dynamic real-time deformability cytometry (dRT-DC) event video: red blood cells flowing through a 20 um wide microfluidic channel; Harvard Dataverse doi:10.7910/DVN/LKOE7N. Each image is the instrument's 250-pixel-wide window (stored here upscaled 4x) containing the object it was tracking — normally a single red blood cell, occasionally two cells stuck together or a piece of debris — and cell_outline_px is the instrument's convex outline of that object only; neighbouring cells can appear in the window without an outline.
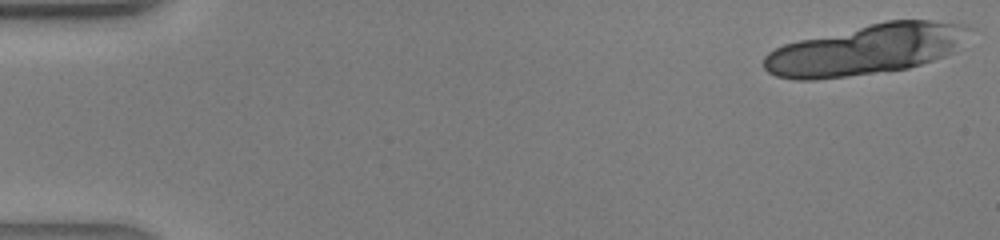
{"species": "human", "species_latin": "Homo sapiens", "temperature_condition": "warm", "stored_images_in_passage": 15, "camera_frame_rate_fps": 3000, "um_per_image_px": 0.085, "donor": {"sex": "male"}, "frame": {"image": 1, "passage_image": 1, "time_ms": 0.0, "image_size_px": [1000, 240], "cell_outline_px": [[968, 28], [948, 52], [944, 56], [908, 68], [848, 76], [816, 80], [796, 80], [776, 76], [768, 72], [764, 68], [764, 56], [768, 52], [784, 44], [800, 40], [888, 20], [928, 20], [964, 24]], "centroid_in_image_um": [73.47, 4.23], "position_along_channel_um": 11.5, "area_um2": 58.55}}